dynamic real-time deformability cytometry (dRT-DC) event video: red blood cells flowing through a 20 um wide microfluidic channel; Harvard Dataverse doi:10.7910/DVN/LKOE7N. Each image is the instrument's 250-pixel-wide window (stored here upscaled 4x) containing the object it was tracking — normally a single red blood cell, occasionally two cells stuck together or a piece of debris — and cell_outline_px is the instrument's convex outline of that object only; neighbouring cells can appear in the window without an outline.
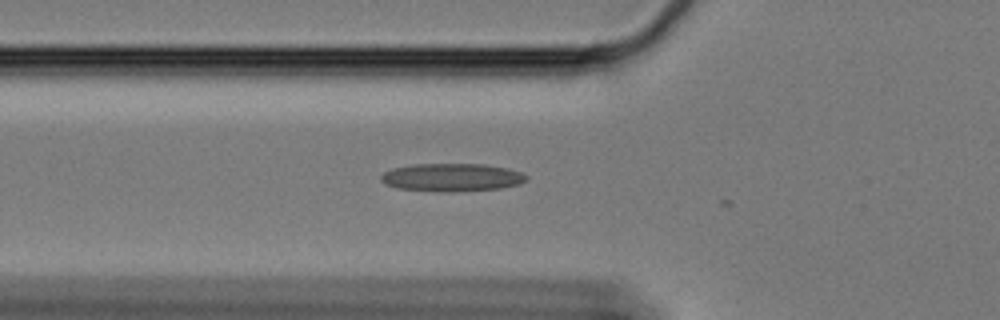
{"species": "Egyptian fruit bat (a non-hibernating species)", "species_latin": "Rousettus aegyptiacus", "temperature_condition": "cold", "stored_images_in_passage": 6, "camera_frame_rate_fps": 3000, "um_per_image_px": 0.085, "animal": {"sex": "female"}, "frame": {"image": 1, "passage_image": 4, "time_ms": 1.0, "image_size_px": [1000, 320], "cell_outline_px": [[528, 180], [520, 184], [500, 188], [452, 192], [436, 192], [396, 188], [384, 184], [380, 180], [380, 176], [384, 172], [392, 168], [416, 164], [484, 164], [508, 168], [520, 172], [528, 176]], "centroid_in_image_um": [38.39, 15.08], "position_along_channel_um": 87.4, "area_um2": 23.99}}